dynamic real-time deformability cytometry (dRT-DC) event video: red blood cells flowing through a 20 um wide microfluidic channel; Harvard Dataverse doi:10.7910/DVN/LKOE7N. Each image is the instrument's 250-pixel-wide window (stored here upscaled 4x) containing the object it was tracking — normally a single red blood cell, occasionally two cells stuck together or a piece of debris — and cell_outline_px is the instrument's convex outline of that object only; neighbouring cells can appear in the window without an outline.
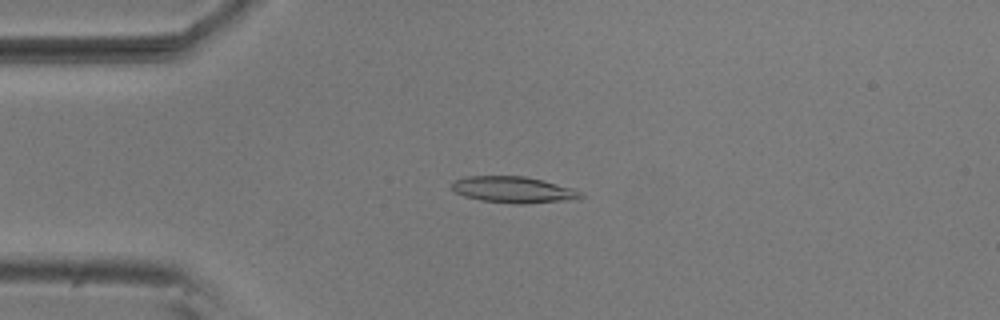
{"species": "common noctule bat (a hibernating species)", "species_latin": "Nyctalus noctula", "temperature_condition": "room temperature", "stored_images_in_passage": 54, "camera_frame_rate_fps": 3000, "um_per_image_px": 0.085, "animal": {"sex": "male", "body_mass_g": 20.5, "forearm_length_mm": 52.5}, "frame": {"image": 1, "passage_image": 13, "time_ms": 4.0, "image_size_px": [1000, 320], "cell_outline_px": [[584, 196], [576, 200], [524, 204], [512, 204], [480, 200], [464, 196], [456, 192], [452, 188], [452, 184], [456, 180], [468, 176], [524, 176], [576, 188]], "centroid_in_image_um": [43.71, 16.14], "position_along_channel_um": 41.3, "area_um2": 19.94}}
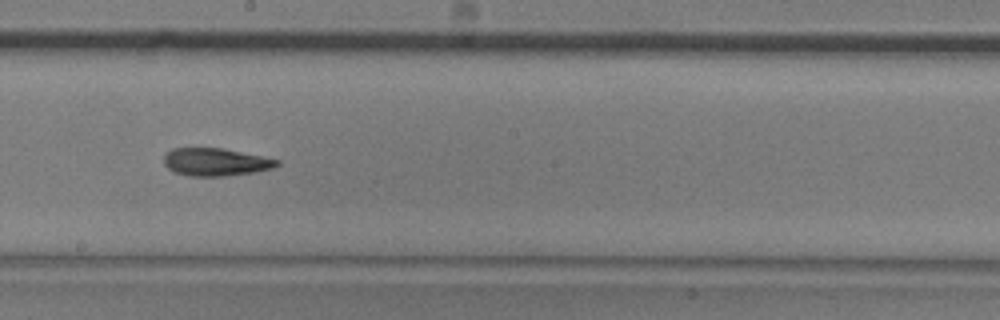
{"frame": {"image": 2, "passage_image": 30, "time_ms": 9.667, "image_size_px": [1000, 320], "cell_outline_px": [[280, 164], [272, 168], [252, 172], [224, 176], [188, 176], [176, 172], [168, 168], [164, 164], [164, 156], [172, 148], [220, 148], [280, 160]], "centroid_in_image_um": [18.3, 13.77], "position_along_channel_um": 229.9, "area_um2": 17.98}}
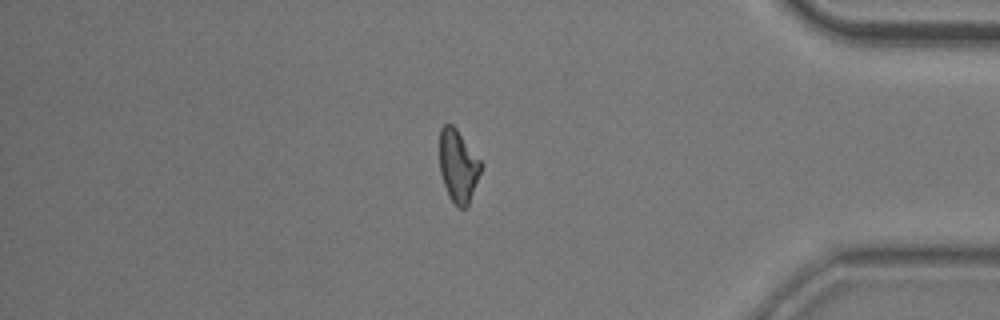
{"frame": {"image": 3, "passage_image": 46, "time_ms": 15.0, "image_size_px": [1000, 320], "cell_outline_px": [[484, 168], [468, 204], [464, 208], [456, 208], [448, 196], [440, 172], [440, 128], [444, 124], [452, 124], [456, 128], [484, 164]], "centroid_in_image_um": [38.97, 14.13], "position_along_channel_um": 396.2, "area_um2": 17.8}, "authors_computed_cell_mechanics": {"area_um2": 18.4093, "velocity_mm_per_s": 3.7078, "shape_relaxation_time_tau1_ms": 6.8798, "shape_relaxation_time_tau2_ms": 3.3946, "deformation_change_tau1": 0.1898, "deformation_change_tau2": 0.1058}}